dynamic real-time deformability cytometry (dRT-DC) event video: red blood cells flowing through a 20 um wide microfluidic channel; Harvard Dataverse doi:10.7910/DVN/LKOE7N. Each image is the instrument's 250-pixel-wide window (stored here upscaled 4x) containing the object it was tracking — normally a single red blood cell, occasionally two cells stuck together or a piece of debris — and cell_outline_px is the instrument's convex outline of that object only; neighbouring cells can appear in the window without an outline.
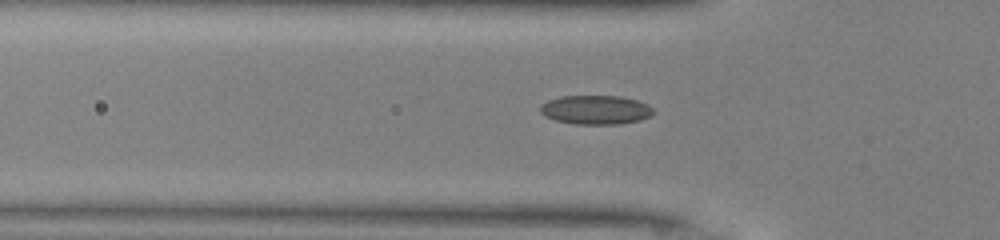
{"species": "common noctule bat (a hibernating species)", "species_latin": "Nyctalus noctula", "temperature_condition": "warm", "stored_images_in_passage": 31, "camera_frame_rate_fps": 3000, "um_per_image_px": 0.085, "animal": {"sex": "male", "body_mass_g": 13.0, "forearm_length_mm": 53.1}, "frame": {"image": 1, "passage_image": 3, "time_ms": 0.667, "image_size_px": [1000, 240], "cell_outline_px": [[656, 112], [640, 120], [616, 124], [576, 124], [556, 120], [544, 116], [540, 112], [540, 104], [548, 100], [560, 96], [620, 96], [636, 100], [648, 104]], "centroid_in_image_um": [50.61, 9.33], "position_along_channel_um": 75.2, "area_um2": 19.13}}
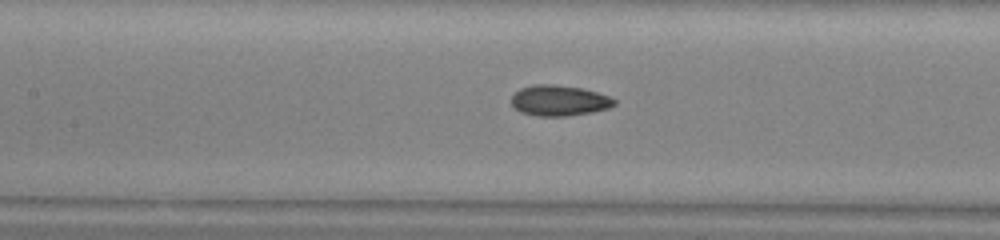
{"frame": {"image": 2, "passage_image": 9, "time_ms": 2.667, "image_size_px": [1000, 240], "cell_outline_px": [[616, 104], [608, 108], [592, 112], [564, 116], [536, 116], [520, 112], [512, 104], [512, 96], [520, 88], [532, 84], [552, 84], [580, 88], [596, 92], [608, 96], [616, 100]], "centroid_in_image_um": [47.51, 8.54], "position_along_channel_um": 159.9, "area_um2": 18.26}}
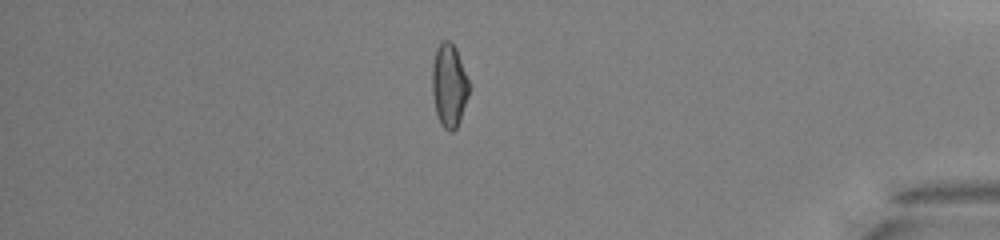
{"frame": {"image": 3, "passage_image": 29, "time_ms": 9.333, "image_size_px": [1000, 240], "cell_outline_px": [[468, 96], [460, 120], [456, 128], [452, 132], [448, 132], [440, 124], [436, 112], [432, 96], [432, 64], [436, 48], [440, 40], [448, 40], [456, 48], [468, 80]], "centroid_in_image_um": [38.14, 7.26], "position_along_channel_um": 397.1, "area_um2": 17.92}}